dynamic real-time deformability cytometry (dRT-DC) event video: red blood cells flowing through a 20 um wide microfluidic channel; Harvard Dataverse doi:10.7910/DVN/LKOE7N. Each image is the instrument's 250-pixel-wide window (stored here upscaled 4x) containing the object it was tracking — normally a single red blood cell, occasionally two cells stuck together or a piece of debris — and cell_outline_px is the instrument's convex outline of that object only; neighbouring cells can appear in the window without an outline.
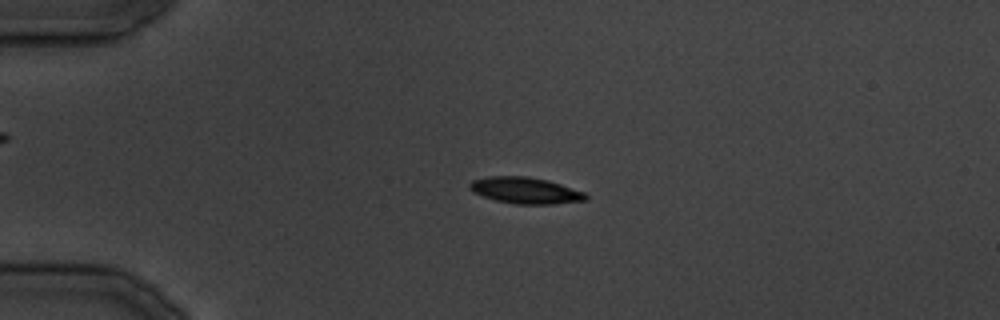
{"species": "common noctule bat (a hibernating species)", "species_latin": "Nyctalus noctula", "temperature_condition": "cold", "stored_images_in_passage": 34, "camera_frame_rate_fps": 3000, "um_per_image_px": 0.085, "animal": {"sex": "male", "body_mass_g": 19.5, "forearm_length_mm": 54.6}, "frame": {"image": 1, "passage_image": 8, "time_ms": 8.333, "image_size_px": [1000, 320], "cell_outline_px": [[588, 200], [552, 204], [516, 204], [496, 200], [472, 192], [468, 188], [468, 184], [472, 180], [488, 176], [528, 176], [548, 180], [584, 192], [588, 196]], "centroid_in_image_um": [44.64, 16.18], "position_along_channel_um": 40.4, "area_um2": 17.86}}
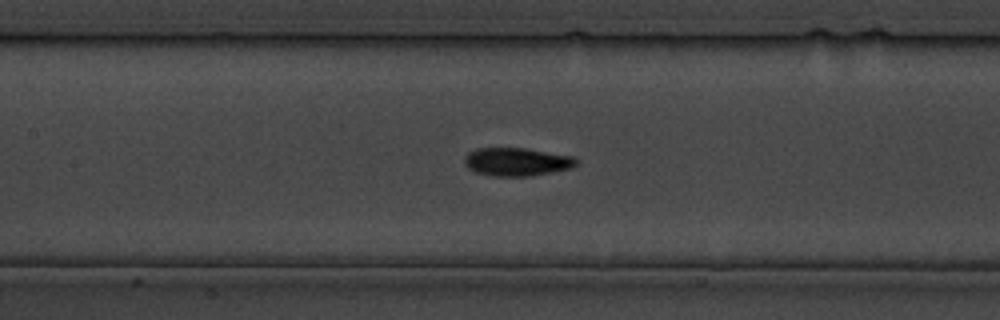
{"frame": {"image": 2, "passage_image": 16, "time_ms": 18.333, "image_size_px": [1000, 320], "cell_outline_px": [[576, 164], [572, 168], [552, 172], [528, 176], [496, 176], [476, 172], [468, 168], [464, 164], [464, 156], [468, 152], [476, 148], [524, 148], [572, 156], [576, 160]], "centroid_in_image_um": [43.88, 13.75], "position_along_channel_um": 163.5, "area_um2": 18.26}}
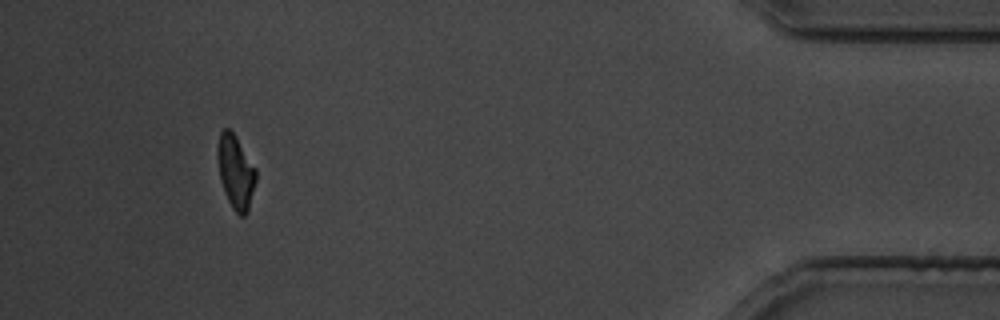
{"frame": {"image": 3, "passage_image": 32, "time_ms": 38.0, "image_size_px": [1000, 320], "cell_outline_px": [[256, 180], [248, 212], [244, 216], [240, 216], [232, 208], [224, 192], [220, 180], [216, 156], [216, 148], [220, 132], [224, 128], [228, 128], [236, 136], [256, 168]], "centroid_in_image_um": [20.01, 14.6], "position_along_channel_um": 415.2, "area_um2": 16.7}}